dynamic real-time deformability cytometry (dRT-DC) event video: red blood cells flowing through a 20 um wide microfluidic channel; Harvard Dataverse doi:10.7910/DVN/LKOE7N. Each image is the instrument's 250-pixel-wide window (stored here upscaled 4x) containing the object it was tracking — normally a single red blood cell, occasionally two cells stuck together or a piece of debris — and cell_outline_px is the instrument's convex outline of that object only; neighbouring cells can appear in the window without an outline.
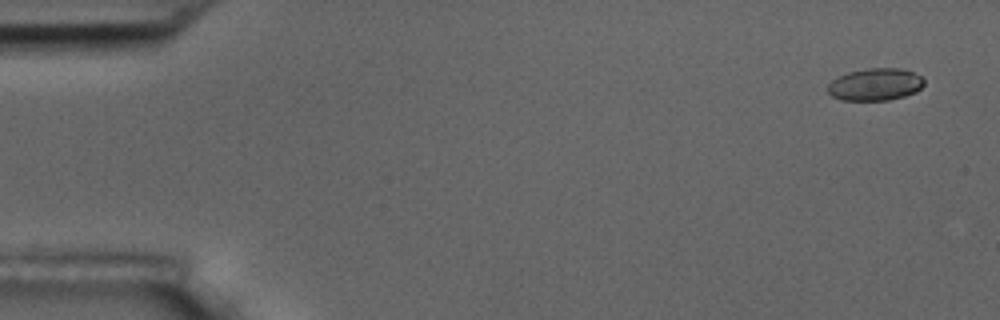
{"species": "common noctule bat (a hibernating species)", "species_latin": "Nyctalus noctula", "temperature_condition": "room temperature", "stored_images_in_passage": 5, "camera_frame_rate_fps": 3000, "um_per_image_px": 0.085, "animal": {"sex": "male", "body_mass_g": 17.5, "forearm_length_mm": 52.3}, "frame": {"image": 1, "passage_image": 1, "time_ms": 0.0, "image_size_px": [1000, 320], "cell_outline_px": [[924, 84], [916, 92], [904, 96], [888, 100], [840, 100], [832, 96], [828, 92], [828, 84], [832, 80], [848, 72], [868, 68], [900, 68], [912, 72], [920, 76], [924, 80]], "centroid_in_image_um": [74.39, 7.18], "position_along_channel_um": 10.6, "area_um2": 18.03}}